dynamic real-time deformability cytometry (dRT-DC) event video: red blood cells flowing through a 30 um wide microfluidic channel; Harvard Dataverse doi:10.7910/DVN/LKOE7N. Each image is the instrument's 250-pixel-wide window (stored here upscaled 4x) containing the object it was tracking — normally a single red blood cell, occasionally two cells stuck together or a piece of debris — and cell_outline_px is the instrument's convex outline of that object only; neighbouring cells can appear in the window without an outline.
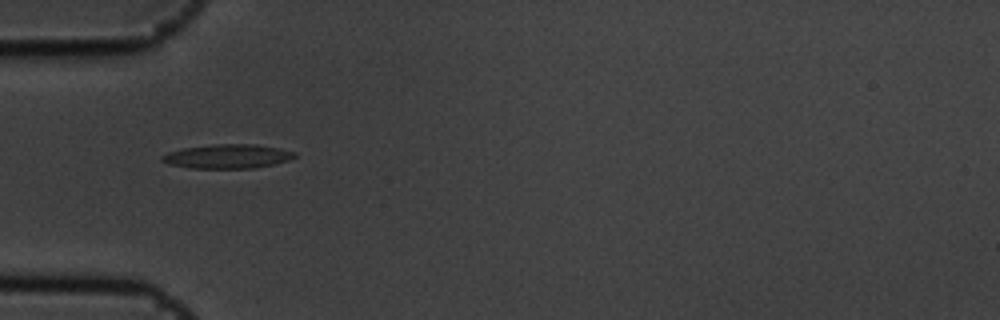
{"species": "common noctule bat (a hibernating species)", "species_latin": "Nyctalus noctula", "temperature_condition": "cold", "stored_images_in_passage": 2, "camera_frame_rate_fps": 3000, "um_per_image_px": 0.085, "animal": {"sex": "male", "body_mass_g": 19.5, "forearm_length_mm": 54.6}, "frame": {"image": 1, "passage_image": 1, "time_ms": 0.0, "image_size_px": [1000, 320], "cell_outline_px": [[296, 156], [288, 160], [256, 168], [192, 168], [168, 164], [160, 160], [160, 156], [168, 152], [184, 148], [216, 144], [256, 144], [280, 148], [296, 152]], "centroid_in_image_um": [19.33, 13.29], "position_along_channel_um": 65.7, "area_um2": 18.61}}
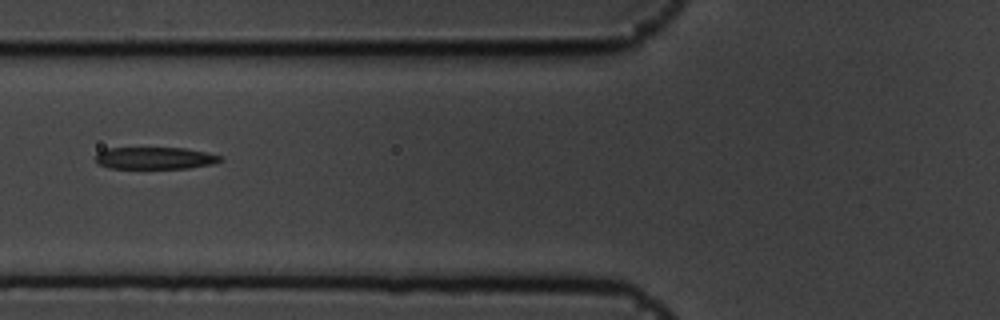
{"frame": {"image": 2, "passage_image": 2, "time_ms": 0.333, "image_size_px": [1000, 320], "cell_outline_px": [[224, 160], [212, 164], [188, 168], [108, 168], [96, 164], [96, 152], [104, 148], [184, 148], [204, 152], [220, 156]], "centroid_in_image_um": [13.1, 13.44], "position_along_channel_um": 112.7, "area_um2": 16.07}}